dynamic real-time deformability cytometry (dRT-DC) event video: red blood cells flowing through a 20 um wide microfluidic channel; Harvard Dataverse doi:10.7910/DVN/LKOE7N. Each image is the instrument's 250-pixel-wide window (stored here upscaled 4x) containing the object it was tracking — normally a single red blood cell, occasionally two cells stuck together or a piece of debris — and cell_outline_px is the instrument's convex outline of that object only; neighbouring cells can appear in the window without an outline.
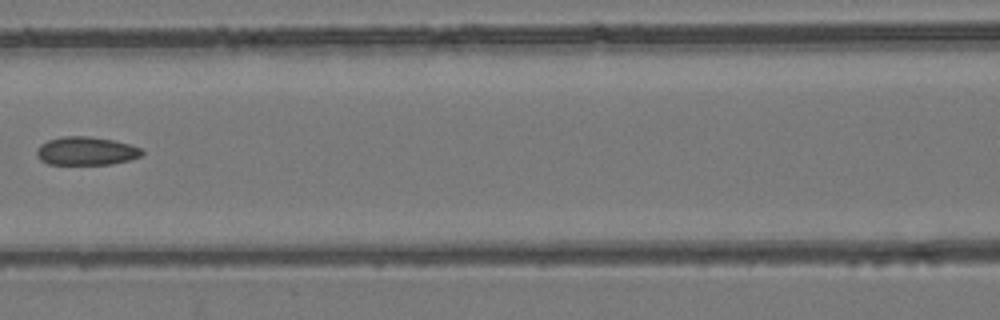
{"species": "common noctule bat (a hibernating species)", "species_latin": "Nyctalus noctula", "temperature_condition": "room temperature", "stored_images_in_passage": 6, "camera_frame_rate_fps": 3000, "um_per_image_px": 0.085, "animal": {"sex": "female", "body_mass_g": 24.6, "forearm_length_mm": 56.2}, "frame": {"image": 1, "passage_image": 6, "time_ms": 6.667, "image_size_px": [1000, 320], "cell_outline_px": [[144, 152], [140, 156], [128, 160], [112, 164], [48, 164], [40, 160], [36, 152], [40, 144], [48, 140], [64, 136], [88, 136], [112, 140], [128, 144], [140, 148]], "centroid_in_image_um": [7.3, 12.83], "position_along_channel_um": 159.3, "area_um2": 17.22}}